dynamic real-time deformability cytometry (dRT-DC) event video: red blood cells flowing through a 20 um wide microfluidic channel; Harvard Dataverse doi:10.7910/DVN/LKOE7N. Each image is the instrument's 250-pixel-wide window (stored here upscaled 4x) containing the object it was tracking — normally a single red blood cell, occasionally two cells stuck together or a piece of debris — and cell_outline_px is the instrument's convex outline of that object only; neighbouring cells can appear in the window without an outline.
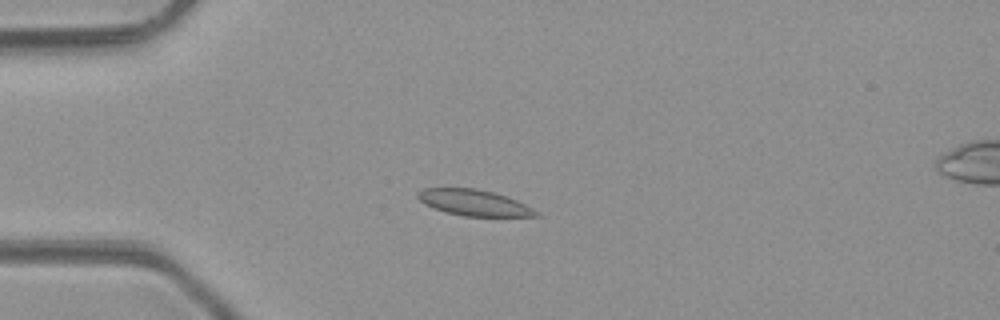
{"species": "common noctule bat (a hibernating species)", "species_latin": "Nyctalus noctula", "temperature_condition": "room temperature", "stored_images_in_passage": 4, "camera_frame_rate_fps": 3000, "um_per_image_px": 0.085, "animal": {"sex": "male", "body_mass_g": 23.1, "forearm_length_mm": 52.7}, "frame": {"image": 1, "passage_image": 4, "time_ms": 3.333, "image_size_px": [1000, 320], "cell_outline_px": [[540, 216], [464, 216], [448, 212], [424, 204], [416, 196], [416, 192], [424, 188], [476, 188], [508, 196], [540, 212]], "centroid_in_image_um": [40.29, 17.22], "position_along_channel_um": 44.7, "area_um2": 17.8}}